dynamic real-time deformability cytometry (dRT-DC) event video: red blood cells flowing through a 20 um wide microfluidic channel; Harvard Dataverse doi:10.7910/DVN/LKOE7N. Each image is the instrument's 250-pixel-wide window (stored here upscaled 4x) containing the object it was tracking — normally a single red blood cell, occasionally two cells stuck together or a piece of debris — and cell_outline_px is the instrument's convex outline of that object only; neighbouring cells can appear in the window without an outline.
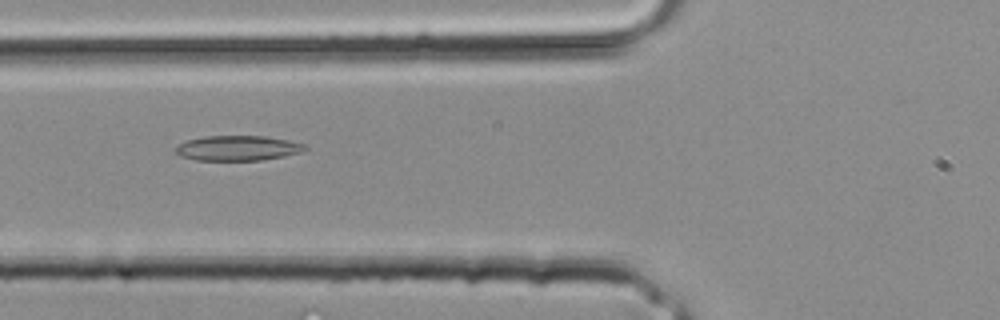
{"species": "common noctule bat (a hibernating species)", "species_latin": "Nyctalus noctula", "temperature_condition": "room temperature", "stored_images_in_passage": 24, "camera_frame_rate_fps": 3000, "um_per_image_px": 0.085, "animal": {"sex": "male", "body_mass_g": 20.4}, "frame": {"image": 1, "passage_image": 4, "time_ms": 1.0, "image_size_px": [1000, 320], "cell_outline_px": [[308, 148], [300, 152], [284, 156], [264, 160], [196, 160], [180, 156], [176, 152], [176, 148], [180, 144], [188, 140], [204, 136], [264, 136], [288, 140], [304, 144]], "centroid_in_image_um": [20.22, 12.59], "position_along_channel_um": 105.6, "area_um2": 18.73}}
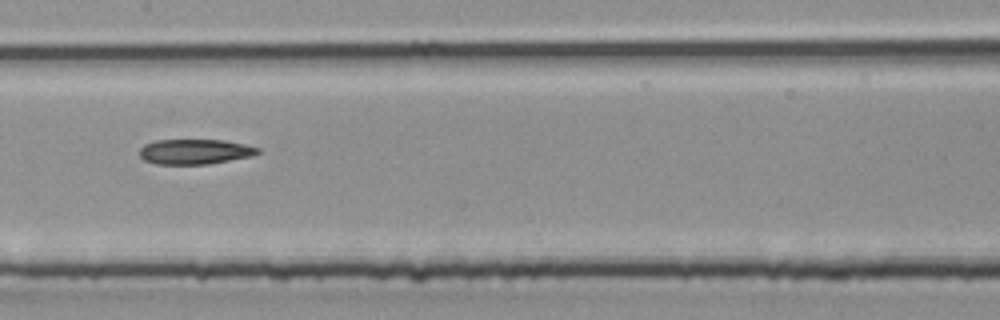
{"frame": {"image": 2, "passage_image": 8, "time_ms": 2.333, "image_size_px": [1000, 320], "cell_outline_px": [[260, 152], [252, 156], [208, 164], [156, 164], [144, 160], [140, 156], [140, 148], [144, 144], [156, 140], [224, 140], [244, 144], [260, 148]], "centroid_in_image_um": [16.56, 12.89], "position_along_channel_um": 190.8, "area_um2": 17.28}}
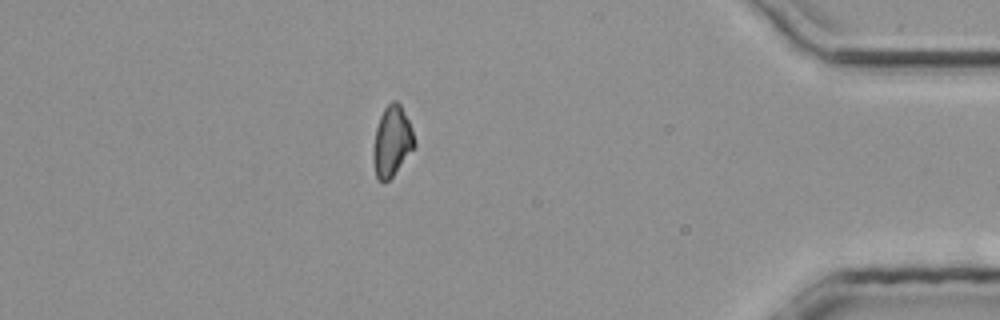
{"frame": {"image": 3, "passage_image": 20, "time_ms": 6.333, "image_size_px": [1000, 320], "cell_outline_px": [[416, 148], [392, 176], [388, 180], [380, 180], [376, 176], [372, 160], [372, 148], [376, 128], [380, 116], [384, 108], [392, 100], [396, 100], [400, 104], [412, 128], [416, 144]], "centroid_in_image_um": [33.32, 12.01], "position_along_channel_um": 401.9, "area_um2": 17.05}}